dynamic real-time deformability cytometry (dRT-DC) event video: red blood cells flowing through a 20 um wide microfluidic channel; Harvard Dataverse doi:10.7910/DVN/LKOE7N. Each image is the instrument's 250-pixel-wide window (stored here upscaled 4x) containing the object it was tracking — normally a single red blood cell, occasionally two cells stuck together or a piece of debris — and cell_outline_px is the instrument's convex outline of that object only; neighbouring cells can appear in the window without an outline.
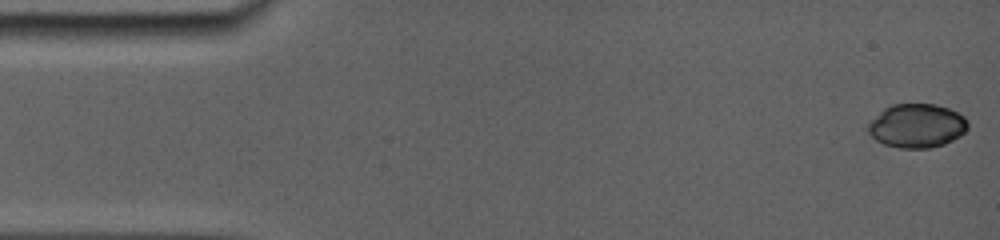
{"species": "common noctule bat (a hibernating species)", "species_latin": "Nyctalus noctula", "temperature_condition": "room temperature", "stored_images_in_passage": 40, "camera_frame_rate_fps": 5000, "um_per_image_px": 0.085, "animal": {"sex": "female", "body_mass_g": 19.0, "forearm_length_mm": 56.7}, "frame": {"image": 1, "passage_image": 1, "time_ms": 0.0, "image_size_px": [1000, 240], "cell_outline_px": [[968, 124], [964, 132], [952, 140], [944, 144], [924, 148], [908, 148], [888, 144], [872, 136], [868, 132], [868, 124], [884, 108], [892, 104], [936, 104], [948, 108], [964, 116]], "centroid_in_image_um": [77.95, 10.66], "position_along_channel_um": 7.0, "area_um2": 24.85}}
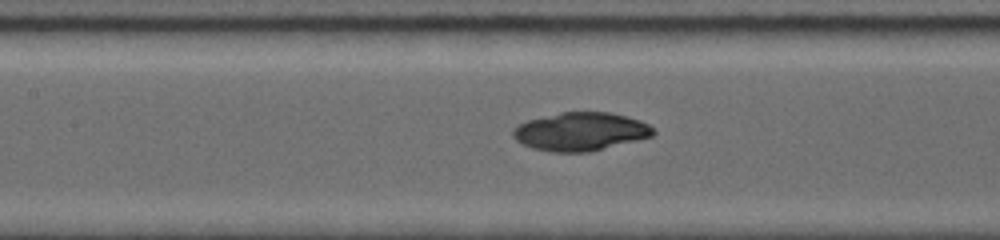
{"frame": {"image": 2, "passage_image": 23, "time_ms": 7.2, "image_size_px": [1000, 240], "cell_outline_px": [[656, 132], [652, 136], [588, 152], [552, 152], [536, 148], [524, 144], [516, 140], [512, 132], [520, 124], [528, 120], [560, 112], [608, 112], [640, 120], [648, 124]], "centroid_in_image_um": [49.36, 11.18], "position_along_channel_um": 158.0, "area_um2": 30.75}}
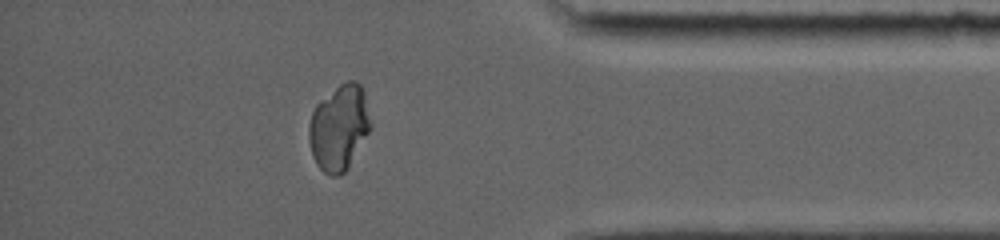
{"frame": {"image": 3, "passage_image": 40, "time_ms": 14.0, "image_size_px": [1000, 240], "cell_outline_px": [[372, 128], [348, 168], [340, 176], [328, 176], [316, 164], [312, 156], [308, 140], [308, 124], [312, 112], [316, 104], [320, 100], [340, 84], [348, 80], [356, 80], [360, 84], [364, 92], [372, 124]], "centroid_in_image_um": [28.82, 10.86], "position_along_channel_um": 406.4, "area_um2": 31.21}}